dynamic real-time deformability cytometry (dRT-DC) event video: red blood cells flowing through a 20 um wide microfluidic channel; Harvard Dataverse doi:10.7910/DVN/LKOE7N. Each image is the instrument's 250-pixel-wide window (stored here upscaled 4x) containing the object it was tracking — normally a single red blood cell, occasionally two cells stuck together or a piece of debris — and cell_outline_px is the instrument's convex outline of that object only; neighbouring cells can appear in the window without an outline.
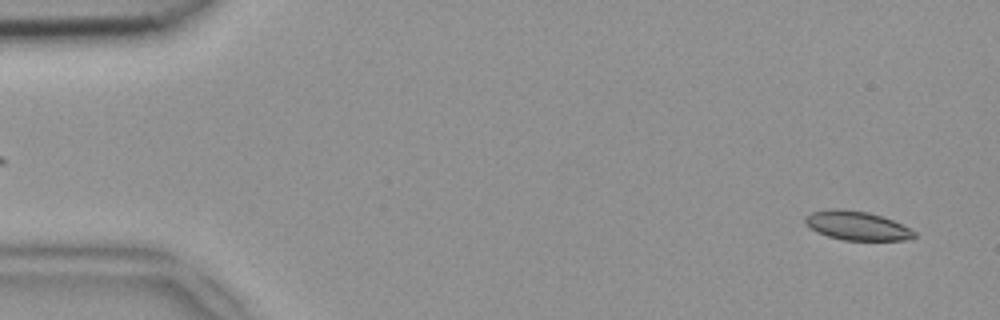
{"species": "common noctule bat (a hibernating species)", "species_latin": "Nyctalus noctula", "temperature_condition": "room temperature", "stored_images_in_passage": 49, "camera_frame_rate_fps": 3000, "um_per_image_px": 0.085, "animal": {"sex": "female", "body_mass_g": 18.4}, "frame": {"image": 1, "passage_image": 2, "time_ms": 0.333, "image_size_px": [1000, 320], "cell_outline_px": [[916, 236], [904, 240], [844, 240], [828, 236], [816, 232], [804, 220], [804, 216], [812, 212], [832, 208], [840, 208], [868, 212], [884, 216], [916, 232]], "centroid_in_image_um": [72.82, 19.17], "position_along_channel_um": 12.2, "area_um2": 18.32}}
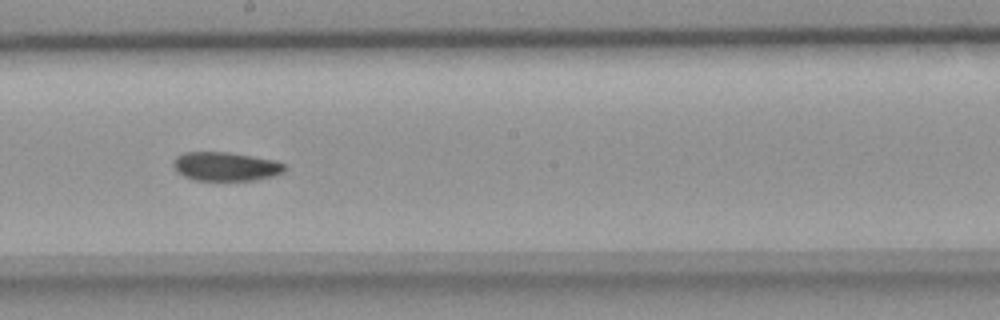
{"frame": {"image": 2, "passage_image": 27, "time_ms": 8.667, "image_size_px": [1000, 320], "cell_outline_px": [[288, 168], [284, 172], [272, 176], [256, 180], [192, 180], [176, 172], [172, 164], [176, 156], [184, 152], [228, 152], [276, 160], [284, 164]], "centroid_in_image_um": [19.18, 14.15], "position_along_channel_um": 229.0, "area_um2": 18.9}}
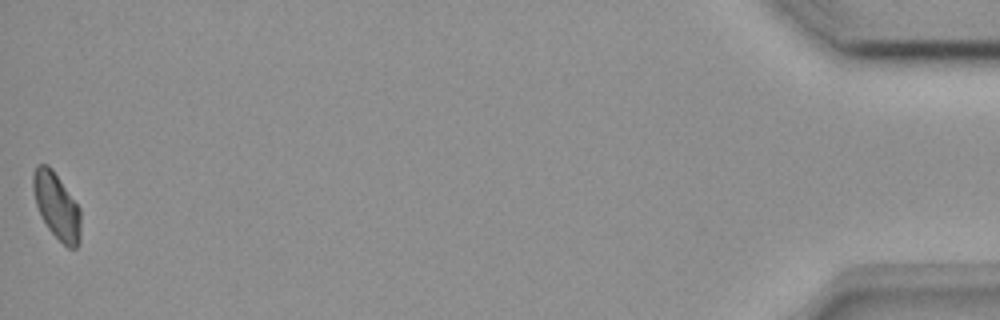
{"frame": {"image": 3, "passage_image": 49, "time_ms": 16.0, "image_size_px": [1000, 320], "cell_outline_px": [[80, 240], [76, 248], [68, 248], [48, 228], [36, 204], [32, 188], [32, 176], [36, 164], [48, 164], [52, 168], [80, 208]], "centroid_in_image_um": [4.81, 17.47], "position_along_channel_um": 430.4, "area_um2": 18.21}}